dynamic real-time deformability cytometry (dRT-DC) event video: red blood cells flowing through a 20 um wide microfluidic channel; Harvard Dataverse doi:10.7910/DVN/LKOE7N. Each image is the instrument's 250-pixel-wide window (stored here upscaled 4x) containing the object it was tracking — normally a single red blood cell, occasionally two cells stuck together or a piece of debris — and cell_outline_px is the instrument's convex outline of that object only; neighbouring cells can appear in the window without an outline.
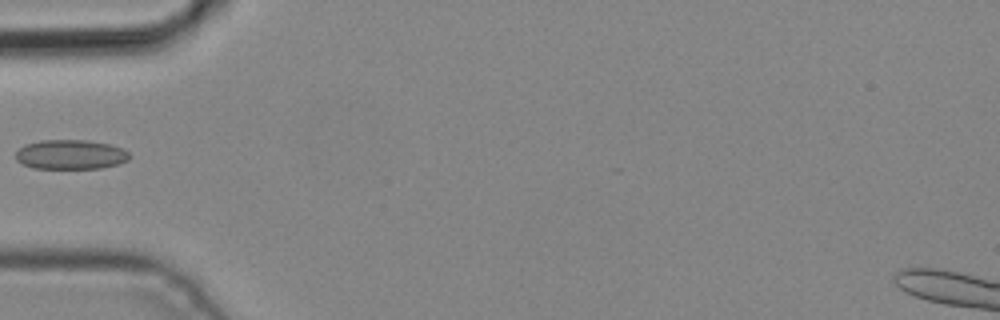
{"species": "common noctule bat (a hibernating species)", "species_latin": "Nyctalus noctula", "temperature_condition": "cold", "stored_images_in_passage": 5, "camera_frame_rate_fps": 3000, "um_per_image_px": 0.085, "animal": {"sex": "male", "body_mass_g": 19.2, "forearm_length_mm": 51.8}, "frame": {"image": 1, "passage_image": 5, "time_ms": 1.333, "image_size_px": [1000, 320], "cell_outline_px": [[132, 156], [128, 160], [120, 164], [100, 168], [32, 168], [16, 160], [16, 152], [24, 144], [40, 140], [88, 140], [108, 144], [120, 148], [128, 152]], "centroid_in_image_um": [6.0, 13.13], "position_along_channel_um": 79.0, "area_um2": 19.59}}